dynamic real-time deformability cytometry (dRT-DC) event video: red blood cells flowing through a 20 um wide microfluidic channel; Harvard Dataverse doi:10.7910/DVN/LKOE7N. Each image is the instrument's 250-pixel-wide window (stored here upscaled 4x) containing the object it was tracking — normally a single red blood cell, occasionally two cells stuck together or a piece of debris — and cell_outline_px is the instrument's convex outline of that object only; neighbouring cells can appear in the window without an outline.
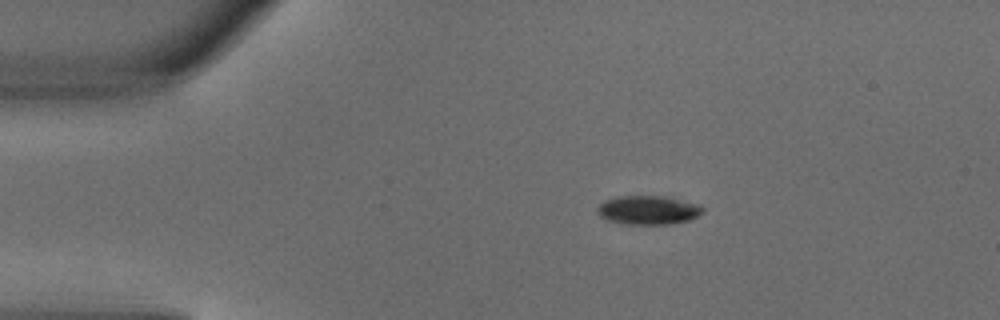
{"species": "common noctule bat (a hibernating species)", "species_latin": "Nyctalus noctula", "temperature_condition": "warm", "stored_images_in_passage": 2, "camera_frame_rate_fps": 3000, "um_per_image_px": 0.085, "animal": {"sex": "male", "body_mass_g": 18.8}, "frame": {"image": 1, "passage_image": 1, "time_ms": 0.0, "image_size_px": [1000, 320], "cell_outline_px": [[704, 212], [688, 220], [668, 224], [628, 224], [608, 220], [600, 216], [596, 208], [604, 200], [616, 196], [664, 196], [696, 204], [704, 208]], "centroid_in_image_um": [55.06, 17.85], "position_along_channel_um": 29.9, "area_um2": 17.51}}